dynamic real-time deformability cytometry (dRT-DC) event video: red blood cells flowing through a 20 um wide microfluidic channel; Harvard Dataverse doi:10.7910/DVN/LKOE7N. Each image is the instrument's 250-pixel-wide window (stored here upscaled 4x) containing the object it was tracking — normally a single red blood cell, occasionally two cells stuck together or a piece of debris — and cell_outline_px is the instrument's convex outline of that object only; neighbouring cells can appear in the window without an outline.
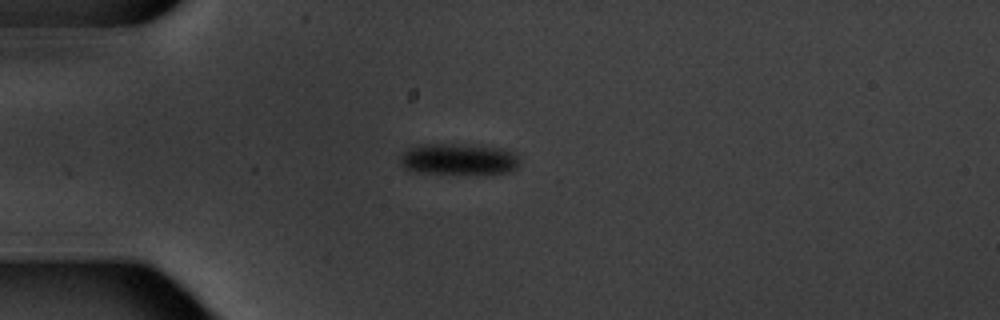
{"species": "common noctule bat (a hibernating species)", "species_latin": "Nyctalus noctula", "temperature_condition": "warm", "stored_images_in_passage": 8, "camera_frame_rate_fps": 3000, "um_per_image_px": 0.085, "animal": {"sex": "male", "body_mass_g": 20.1, "forearm_length_mm": 53.5}, "frame": {"image": 1, "passage_image": 1, "time_ms": 0.0, "image_size_px": [1000, 320], "cell_outline_px": [[516, 168], [508, 172], [416, 172], [404, 168], [400, 164], [400, 156], [408, 148], [416, 144], [468, 144], [504, 148], [516, 152]], "centroid_in_image_um": [38.92, 13.48], "position_along_channel_um": 46.1, "area_um2": 21.39}}
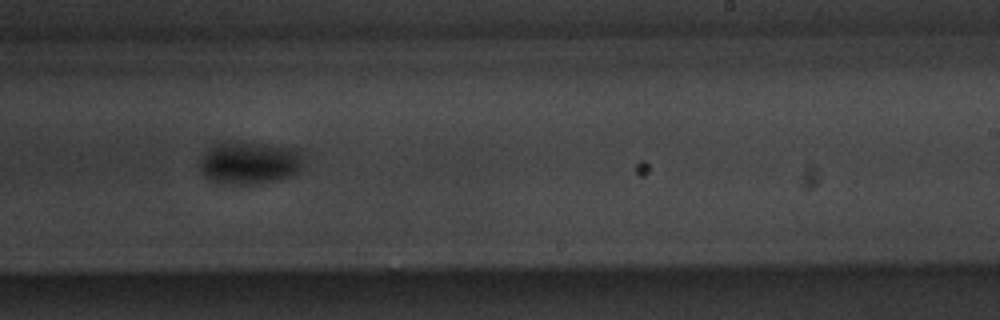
{"frame": {"image": 2, "passage_image": 7, "time_ms": 7.0, "image_size_px": [1000, 320], "cell_outline_px": [[300, 168], [296, 172], [288, 176], [256, 184], [232, 184], [212, 180], [204, 176], [200, 168], [200, 164], [204, 156], [216, 144], [232, 140], [240, 140], [296, 148], [300, 152]], "centroid_in_image_um": [21.19, 13.8], "position_along_channel_um": 267.8, "area_um2": 25.32}}